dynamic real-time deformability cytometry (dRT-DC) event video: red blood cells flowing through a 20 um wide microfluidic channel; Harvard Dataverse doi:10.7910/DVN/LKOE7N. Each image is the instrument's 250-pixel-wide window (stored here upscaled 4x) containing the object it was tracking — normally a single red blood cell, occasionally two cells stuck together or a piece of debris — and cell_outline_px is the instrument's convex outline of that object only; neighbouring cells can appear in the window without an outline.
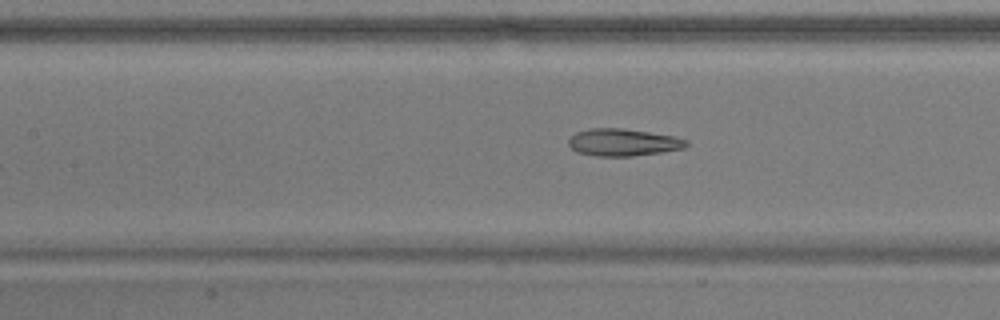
{"species": "common noctule bat (a hibernating species)", "species_latin": "Nyctalus noctula", "temperature_condition": "warm", "stored_images_in_passage": 36, "camera_frame_rate_fps": 3000, "um_per_image_px": 0.085, "animal": {"sex": "male", "body_mass_g": 17.9}, "frame": {"image": 1, "passage_image": 24, "time_ms": 7.667, "image_size_px": [1000, 320], "cell_outline_px": [[688, 144], [684, 148], [660, 152], [632, 156], [596, 156], [576, 152], [568, 144], [568, 140], [576, 132], [588, 128], [624, 128], [672, 136], [688, 140]], "centroid_in_image_um": [52.93, 12.1], "position_along_channel_um": 154.5, "area_um2": 18.61}}